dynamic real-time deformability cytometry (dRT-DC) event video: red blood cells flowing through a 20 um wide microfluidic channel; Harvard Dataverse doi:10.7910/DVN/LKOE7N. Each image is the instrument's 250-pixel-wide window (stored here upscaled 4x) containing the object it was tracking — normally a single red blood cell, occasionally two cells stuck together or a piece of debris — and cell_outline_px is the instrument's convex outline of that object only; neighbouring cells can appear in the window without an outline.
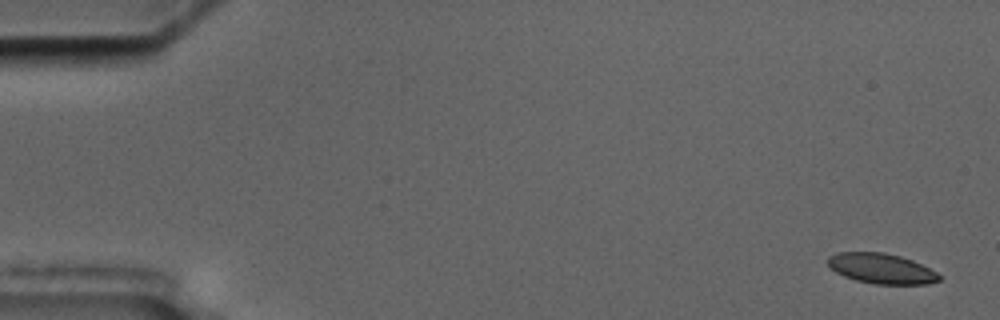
{"species": "common noctule bat (a hibernating species)", "species_latin": "Nyctalus noctula", "temperature_condition": "cold", "stored_images_in_passage": 6, "camera_frame_rate_fps": 3000, "um_per_image_px": 0.085, "animal": {"sex": "male", "body_mass_g": 17.5, "forearm_length_mm": 52.3}, "frame": {"image": 1, "passage_image": 1, "time_ms": 0.0, "image_size_px": [1000, 320], "cell_outline_px": [[940, 280], [928, 284], [876, 284], [856, 280], [844, 276], [836, 272], [828, 264], [828, 256], [836, 252], [884, 252], [900, 256], [912, 260], [936, 272], [940, 276]], "centroid_in_image_um": [74.9, 22.82], "position_along_channel_um": 10.1, "area_um2": 19.48}}
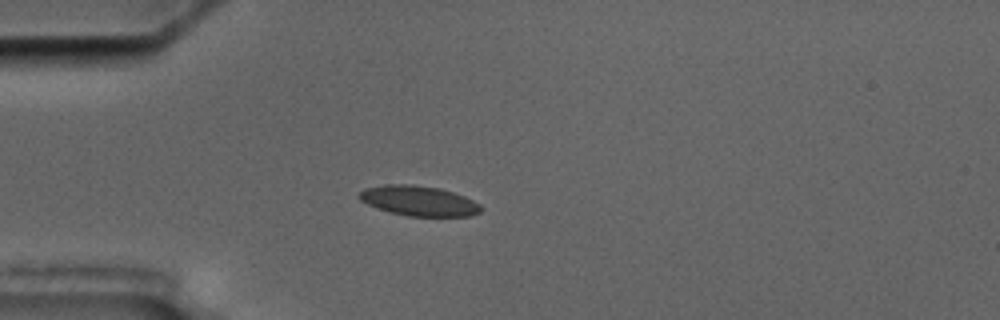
{"frame": {"image": 2, "passage_image": 5, "time_ms": 4.667, "image_size_px": [1000, 320], "cell_outline_px": [[480, 212], [472, 216], [408, 216], [388, 212], [368, 204], [360, 200], [360, 192], [364, 188], [384, 184], [412, 184], [440, 188], [464, 196], [480, 204]], "centroid_in_image_um": [35.59, 17.07], "position_along_channel_um": 49.4, "area_um2": 21.27}}